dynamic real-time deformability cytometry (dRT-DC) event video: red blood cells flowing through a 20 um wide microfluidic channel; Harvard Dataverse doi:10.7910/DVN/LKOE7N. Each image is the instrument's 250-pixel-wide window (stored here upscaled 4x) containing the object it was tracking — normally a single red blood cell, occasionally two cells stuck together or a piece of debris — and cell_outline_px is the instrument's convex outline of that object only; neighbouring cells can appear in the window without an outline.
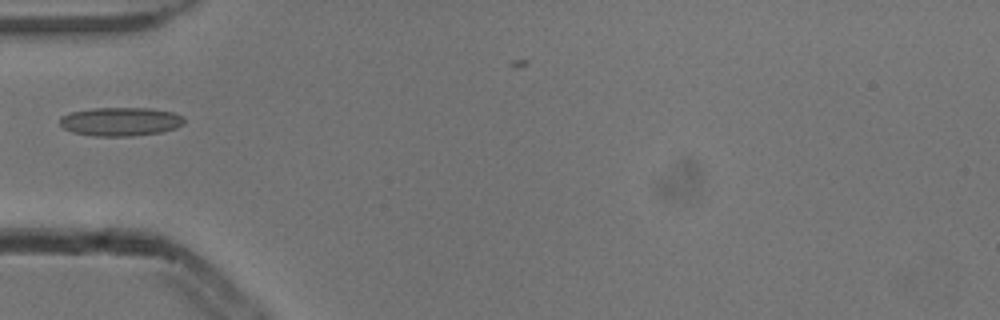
{"species": "common noctule bat (a hibernating species)", "species_latin": "Nyctalus noctula", "temperature_condition": "cold", "stored_images_in_passage": 4, "camera_frame_rate_fps": 3000, "um_per_image_px": 0.085, "animal": {"sex": "male", "body_mass_g": 13.3}, "frame": {"image": 1, "passage_image": 3, "time_ms": 0.667, "image_size_px": [1000, 320], "cell_outline_px": [[184, 124], [176, 128], [160, 132], [132, 136], [96, 136], [72, 132], [64, 128], [60, 124], [60, 116], [72, 112], [92, 108], [148, 108], [176, 112], [184, 116]], "centroid_in_image_um": [10.28, 10.33], "position_along_channel_um": 74.7, "area_um2": 20.87}}